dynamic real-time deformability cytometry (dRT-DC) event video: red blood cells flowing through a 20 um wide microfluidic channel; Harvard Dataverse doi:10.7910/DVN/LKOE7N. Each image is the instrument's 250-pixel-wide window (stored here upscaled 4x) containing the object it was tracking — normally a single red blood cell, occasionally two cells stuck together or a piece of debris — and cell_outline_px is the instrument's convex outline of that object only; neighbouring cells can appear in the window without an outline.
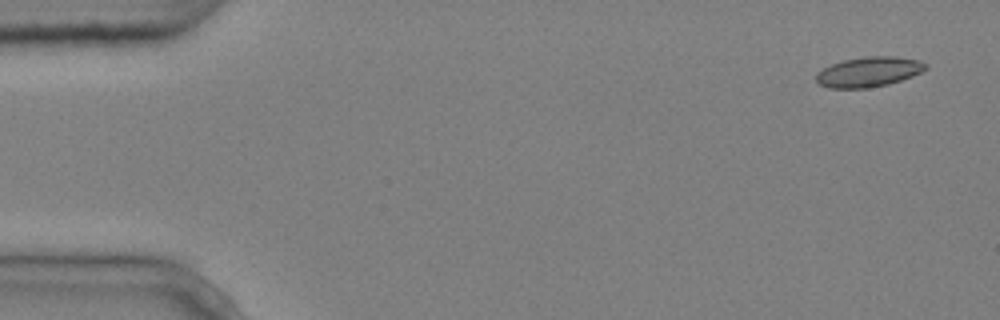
{"species": "common noctule bat (a hibernating species)", "species_latin": "Nyctalus noctula", "temperature_condition": "cold", "stored_images_in_passage": 5, "camera_frame_rate_fps": 3000, "um_per_image_px": 0.085, "animal": {"sex": "male", "body_mass_g": 20.4}, "frame": {"image": 1, "passage_image": 1, "time_ms": 0.0, "image_size_px": [1000, 320], "cell_outline_px": [[928, 68], [912, 76], [888, 84], [864, 88], [828, 88], [820, 84], [816, 80], [816, 72], [832, 64], [844, 60], [864, 56], [896, 56], [920, 60], [928, 64]], "centroid_in_image_um": [73.86, 6.1], "position_along_channel_um": 11.1, "area_um2": 19.13}}
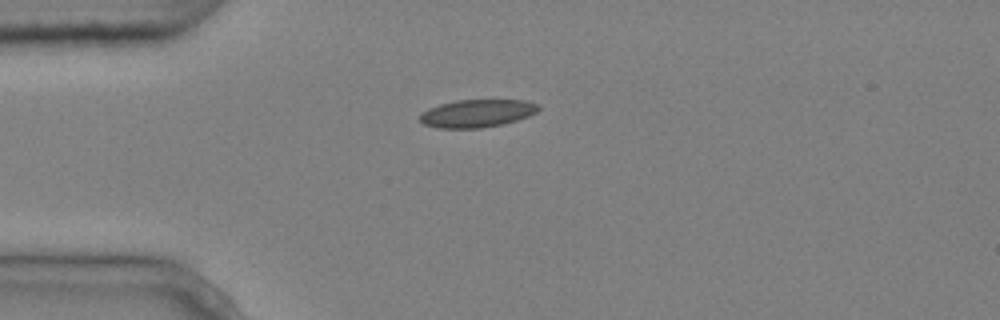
{"frame": {"image": 2, "passage_image": 4, "time_ms": 1.0, "image_size_px": [1000, 320], "cell_outline_px": [[540, 108], [536, 112], [528, 116], [504, 124], [480, 128], [436, 128], [424, 124], [420, 120], [420, 112], [428, 108], [440, 104], [456, 100], [524, 100], [536, 104]], "centroid_in_image_um": [40.51, 9.64], "position_along_channel_um": 44.5, "area_um2": 19.19}}
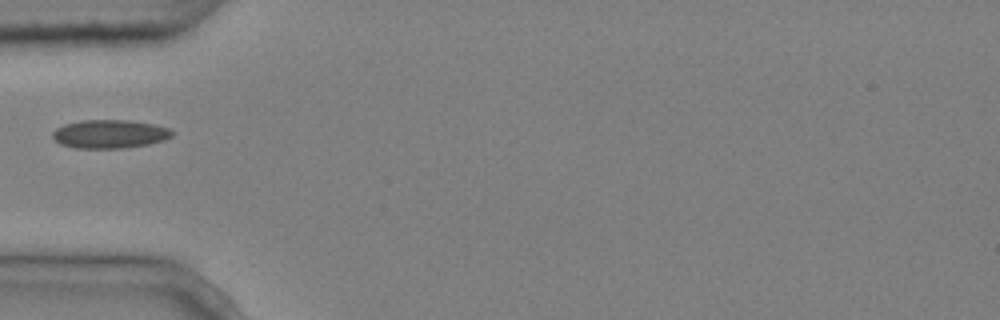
{"frame": {"image": 3, "passage_image": 5, "time_ms": 1.333, "image_size_px": [1000, 320], "cell_outline_px": [[172, 136], [164, 140], [148, 144], [124, 148], [76, 148], [60, 144], [52, 136], [52, 132], [56, 128], [64, 124], [80, 120], [128, 120], [152, 124], [168, 128], [172, 132]], "centroid_in_image_um": [9.29, 11.39], "position_along_channel_um": 75.7, "area_um2": 19.77}}